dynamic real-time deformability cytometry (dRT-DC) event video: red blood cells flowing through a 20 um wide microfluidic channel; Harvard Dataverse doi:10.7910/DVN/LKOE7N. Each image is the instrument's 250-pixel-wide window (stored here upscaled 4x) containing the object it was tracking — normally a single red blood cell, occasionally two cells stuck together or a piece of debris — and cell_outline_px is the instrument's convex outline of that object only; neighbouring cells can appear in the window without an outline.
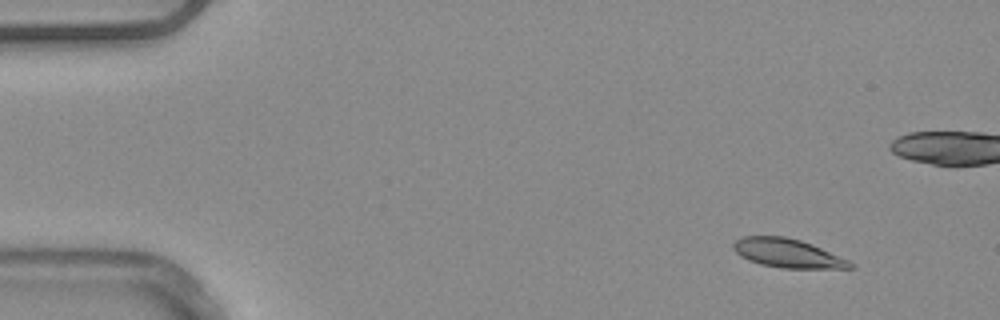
{"species": "common noctule bat (a hibernating species)", "species_latin": "Nyctalus noctula", "temperature_condition": "warm", "stored_images_in_passage": 49, "camera_frame_rate_fps": 3000, "um_per_image_px": 0.085, "animal": {"sex": "male", "body_mass_g": 20.4}, "frame": {"image": 1, "passage_image": 1, "time_ms": 0.0, "image_size_px": [1000, 320], "cell_outline_px": [[856, 268], [780, 268], [760, 264], [748, 260], [740, 256], [732, 248], [732, 244], [736, 240], [744, 236], [784, 236], [800, 240], [812, 244], [848, 260], [856, 264]], "centroid_in_image_um": [66.94, 21.53], "position_along_channel_um": 18.1, "area_um2": 19.65}, "authors_computed_cell_mechanics": {"area_um2": 20.1722, "velocity_mm_per_s": 3.8767, "shape_relaxation_time_tau1_ms": 6.2321, "shape_relaxation_time_tau2_ms": 5.1237, "deformation_change_tau1": 0.1439, "deformation_change_tau2": 0.0929}}